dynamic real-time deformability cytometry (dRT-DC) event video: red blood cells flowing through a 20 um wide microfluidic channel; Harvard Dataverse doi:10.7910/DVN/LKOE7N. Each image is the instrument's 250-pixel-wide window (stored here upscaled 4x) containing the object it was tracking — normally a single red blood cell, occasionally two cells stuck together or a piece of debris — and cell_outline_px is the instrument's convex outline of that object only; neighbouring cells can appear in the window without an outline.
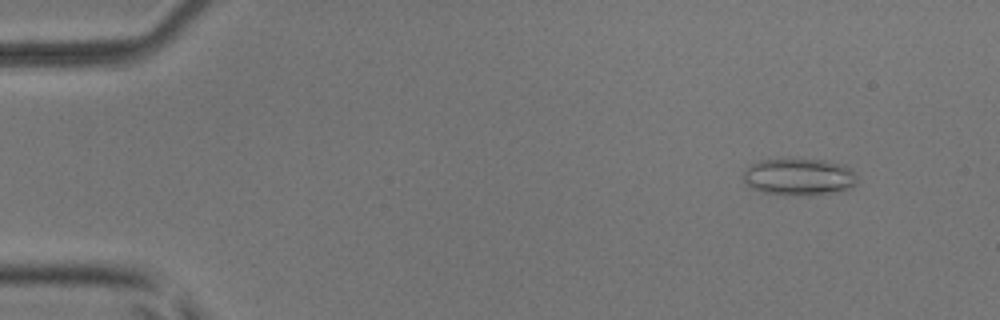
{"species": "common noctule bat (a hibernating species)", "species_latin": "Nyctalus noctula", "temperature_condition": "room temperature", "stored_images_in_passage": 47, "camera_frame_rate_fps": 3000, "um_per_image_px": 0.085, "animal": {"sex": "male", "body_mass_g": 17.9, "forearm_length_mm": 54.2}, "frame": {"image": 1, "passage_image": 2, "time_ms": 0.333, "image_size_px": [1000, 320], "cell_outline_px": [[856, 184], [852, 188], [844, 192], [808, 196], [788, 196], [764, 192], [752, 188], [744, 180], [744, 172], [752, 164], [760, 160], [828, 160], [844, 164], [852, 168], [856, 172]], "centroid_in_image_um": [68.03, 15.07], "position_along_channel_um": 17.0, "area_um2": 24.97}}
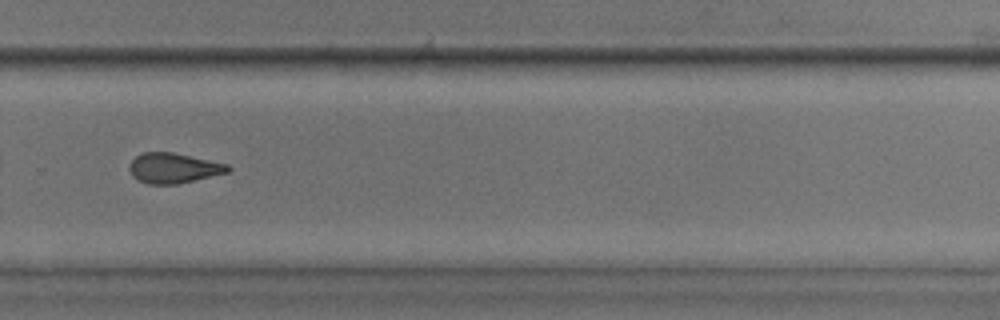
{"frame": {"image": 2, "passage_image": 32, "time_ms": 10.333, "image_size_px": [1000, 320], "cell_outline_px": [[232, 168], [228, 172], [176, 184], [148, 184], [132, 176], [128, 168], [132, 160], [136, 156], [144, 152], [172, 152], [228, 164]], "centroid_in_image_um": [14.74, 14.28], "position_along_channel_um": 315.1, "area_um2": 17.11}}
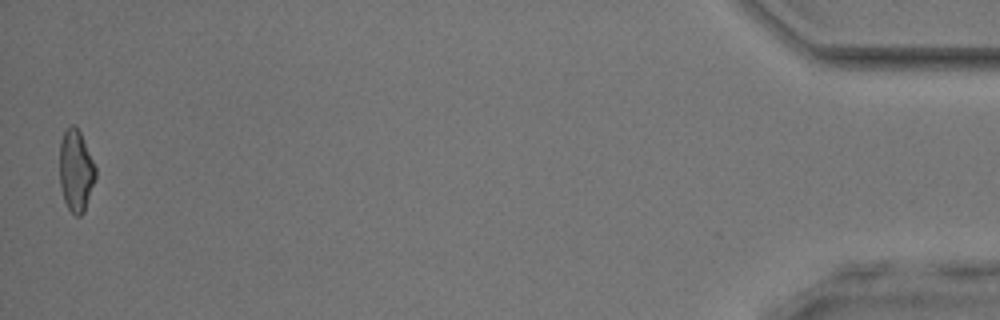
{"frame": {"image": 3, "passage_image": 47, "time_ms": 15.333, "image_size_px": [1000, 320], "cell_outline_px": [[96, 176], [84, 212], [80, 216], [76, 216], [68, 208], [64, 200], [60, 184], [60, 140], [64, 132], [72, 124], [80, 132], [96, 168]], "centroid_in_image_um": [6.45, 14.53], "position_along_channel_um": 428.8, "area_um2": 16.88}, "authors_computed_cell_mechanics": {"area_um2": 17.8602, "velocity_mm_per_s": 4.1008, "shape_relaxation_time_tau1_ms": 4.225, "shape_relaxation_time_tau2_ms": 2.6355, "deformation_change_tau1": 0.1483, "deformation_change_tau2": 0.1161}}